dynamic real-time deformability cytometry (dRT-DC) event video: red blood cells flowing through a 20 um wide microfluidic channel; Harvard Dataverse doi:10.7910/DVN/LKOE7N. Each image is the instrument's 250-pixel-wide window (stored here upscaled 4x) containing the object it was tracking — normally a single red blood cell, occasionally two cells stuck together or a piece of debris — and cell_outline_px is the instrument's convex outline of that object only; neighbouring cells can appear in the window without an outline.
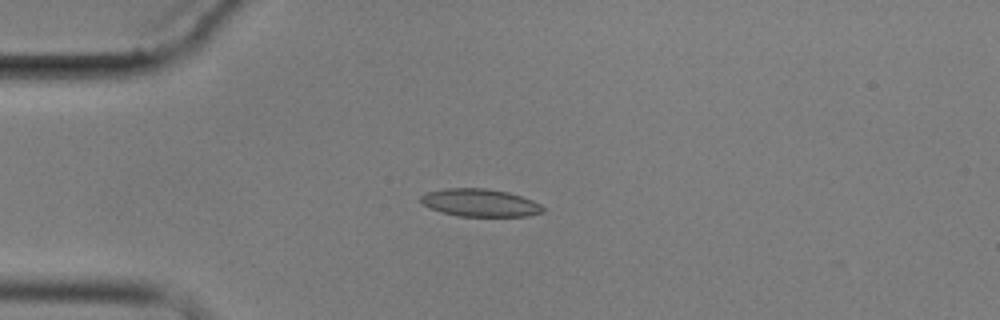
{"species": "common noctule bat (a hibernating species)", "species_latin": "Nyctalus noctula", "temperature_condition": "cold", "stored_images_in_passage": 15, "camera_frame_rate_fps": 3000, "um_per_image_px": 0.085, "animal": {"sex": "male", "body_mass_g": 17.9}, "frame": {"image": 1, "passage_image": 4, "time_ms": 4.333, "image_size_px": [1000, 320], "cell_outline_px": [[544, 212], [528, 216], [456, 216], [440, 212], [424, 204], [420, 200], [420, 196], [428, 192], [444, 188], [484, 188], [508, 192], [532, 200], [540, 204], [544, 208]], "centroid_in_image_um": [40.81, 17.24], "position_along_channel_um": 44.2, "area_um2": 19.65}}
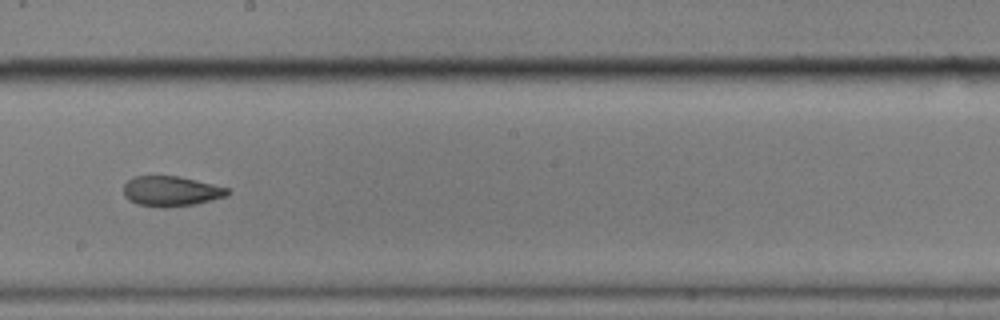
{"frame": {"image": 2, "passage_image": 9, "time_ms": 10.333, "image_size_px": [1000, 320], "cell_outline_px": [[232, 192], [228, 196], [196, 204], [168, 208], [164, 208], [136, 204], [128, 200], [124, 196], [124, 184], [128, 180], [136, 176], [176, 176], [196, 180], [232, 188]], "centroid_in_image_um": [14.59, 16.26], "position_along_channel_um": 233.6, "area_um2": 18.61}}
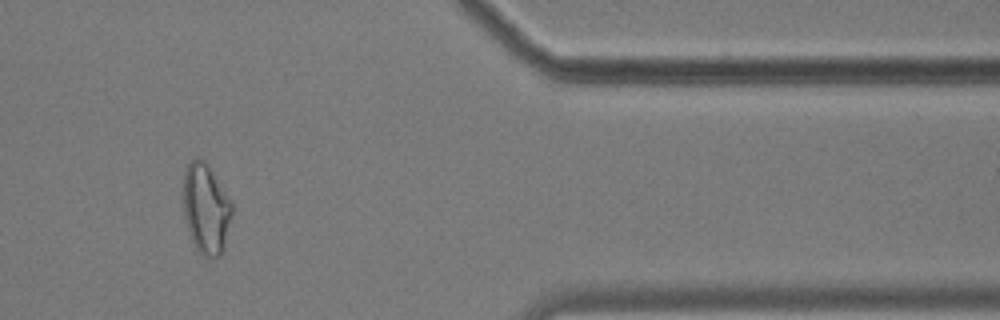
{"frame": {"image": 3, "passage_image": 13, "time_ms": 15.667, "image_size_px": [1000, 320], "cell_outline_px": [[232, 216], [224, 248], [220, 256], [204, 256], [196, 248], [192, 240], [184, 216], [184, 172], [188, 164], [196, 156], [204, 160], [208, 164], [232, 204]], "centroid_in_image_um": [17.51, 17.73], "position_along_channel_um": 393.9, "area_um2": 25.26}, "authors_computed_cell_mechanics": {"area_um2": 19.5942, "velocity_mm_per_s": 3.4855, "shape_relaxation_time_tau1_ms": 2.6533, "shape_relaxation_time_tau2_ms": 2.3876, "deformation_change_tau1": 0.1187, "deformation_change_tau2": 0.0901}}